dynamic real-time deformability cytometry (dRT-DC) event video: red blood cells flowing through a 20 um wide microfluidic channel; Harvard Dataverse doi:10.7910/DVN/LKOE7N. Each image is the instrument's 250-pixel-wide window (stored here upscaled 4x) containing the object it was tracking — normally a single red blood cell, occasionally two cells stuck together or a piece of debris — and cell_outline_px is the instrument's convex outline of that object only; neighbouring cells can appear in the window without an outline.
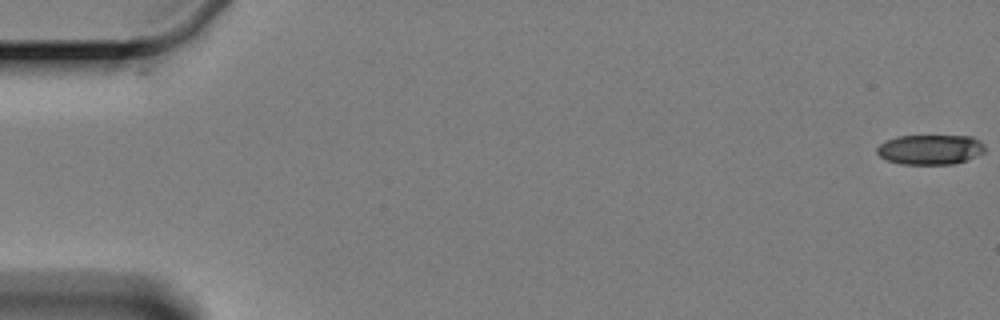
{"species": "Egyptian fruit bat (a non-hibernating species)", "species_latin": "Rousettus aegyptiacus", "temperature_condition": "cold", "stored_images_in_passage": 7, "camera_frame_rate_fps": 3000, "um_per_image_px": 0.085, "animal": {"sex": "female"}, "frame": {"image": 1, "passage_image": 1, "time_ms": 0.0, "image_size_px": [1000, 320], "cell_outline_px": [[984, 152], [964, 160], [952, 164], [900, 164], [888, 160], [880, 156], [876, 152], [876, 148], [880, 144], [896, 136], [972, 136], [980, 140], [984, 144]], "centroid_in_image_um": [79.05, 12.7], "position_along_channel_um": 5.9, "area_um2": 18.67}}
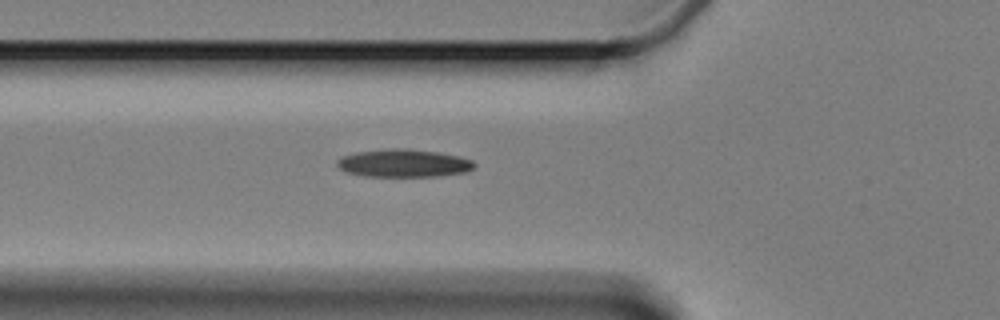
{"frame": {"image": 2, "passage_image": 7, "time_ms": 7.0, "image_size_px": [1000, 320], "cell_outline_px": [[476, 164], [472, 168], [464, 172], [440, 176], [364, 176], [348, 172], [340, 168], [336, 164], [336, 160], [344, 156], [356, 152], [392, 148], [404, 148], [436, 152], [456, 156], [472, 160]], "centroid_in_image_um": [34.29, 13.87], "position_along_channel_um": 91.5, "area_um2": 21.96}}